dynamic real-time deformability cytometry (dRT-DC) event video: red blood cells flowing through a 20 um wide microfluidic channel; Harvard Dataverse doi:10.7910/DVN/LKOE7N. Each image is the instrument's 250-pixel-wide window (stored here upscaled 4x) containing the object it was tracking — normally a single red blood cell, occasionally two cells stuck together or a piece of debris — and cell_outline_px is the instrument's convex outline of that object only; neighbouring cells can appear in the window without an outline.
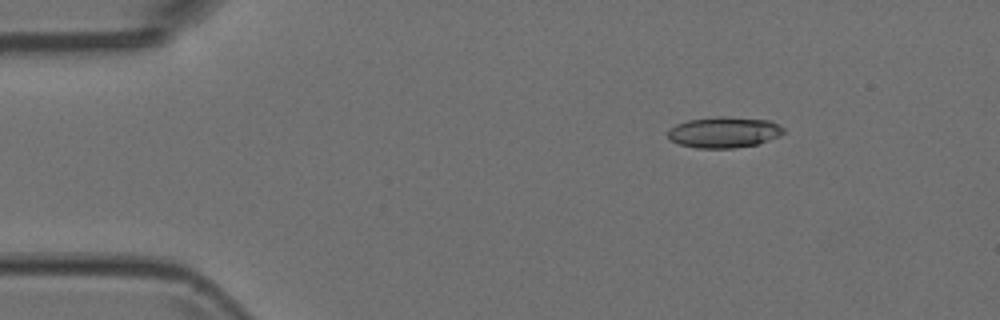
{"species": "Egyptian fruit bat (a non-hibernating species)", "species_latin": "Rousettus aegyptiacus", "temperature_condition": "room temperature", "stored_images_in_passage": 5, "camera_frame_rate_fps": 3000, "um_per_image_px": 0.085, "animal": {"sex": "female"}, "frame": {"image": 1, "passage_image": 3, "time_ms": 0.667, "image_size_px": [1000, 320], "cell_outline_px": [[784, 132], [780, 136], [756, 144], [736, 148], [696, 148], [680, 144], [672, 140], [668, 136], [668, 128], [676, 124], [688, 120], [720, 116], [724, 116], [772, 120], [780, 124], [784, 128]], "centroid_in_image_um": [61.57, 11.23], "position_along_channel_um": 23.4, "area_um2": 20.98}}